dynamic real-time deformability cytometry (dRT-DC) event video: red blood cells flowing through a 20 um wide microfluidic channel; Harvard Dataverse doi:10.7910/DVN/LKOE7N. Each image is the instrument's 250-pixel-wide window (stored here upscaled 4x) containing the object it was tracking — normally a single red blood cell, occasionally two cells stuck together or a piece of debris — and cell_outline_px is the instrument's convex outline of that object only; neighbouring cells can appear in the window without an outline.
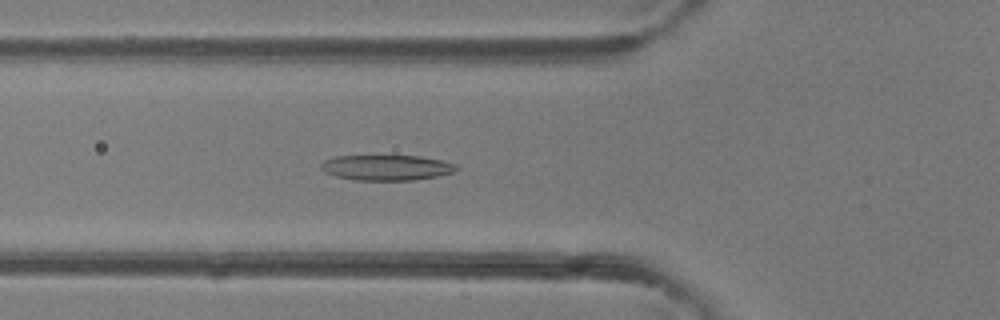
{"species": "common noctule bat (a hibernating species)", "species_latin": "Nyctalus noctula", "temperature_condition": "room temperature", "stored_images_in_passage": 39, "camera_frame_rate_fps": 3000, "um_per_image_px": 0.085, "animal": {"sex": "female"}, "frame": {"image": 1, "passage_image": 9, "time_ms": 2.667, "image_size_px": [1000, 320], "cell_outline_px": [[460, 168], [452, 172], [436, 176], [412, 180], [356, 180], [336, 176], [324, 172], [320, 168], [320, 164], [324, 160], [336, 156], [420, 156], [440, 160], [456, 164]], "centroid_in_image_um": [32.83, 14.24], "position_along_channel_um": 93.0, "area_um2": 19.94}}
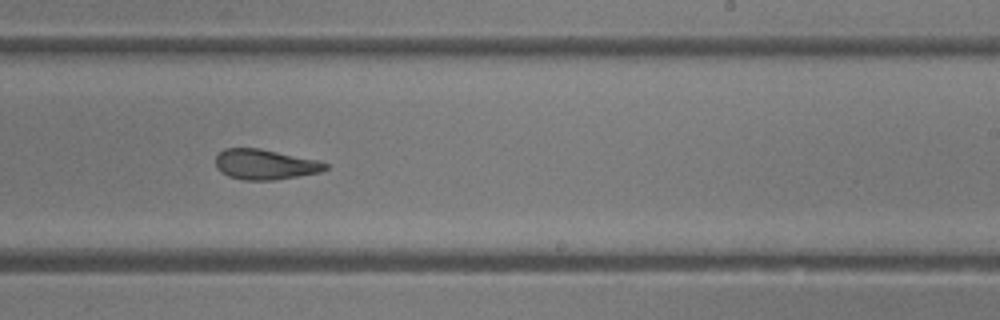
{"frame": {"image": 2, "passage_image": 21, "time_ms": 6.667, "image_size_px": [1000, 320], "cell_outline_px": [[328, 168], [320, 172], [272, 180], [244, 180], [228, 176], [220, 172], [216, 168], [216, 156], [224, 148], [260, 148], [320, 160], [328, 164]], "centroid_in_image_um": [22.52, 13.96], "position_along_channel_um": 266.5, "area_um2": 19.42}}
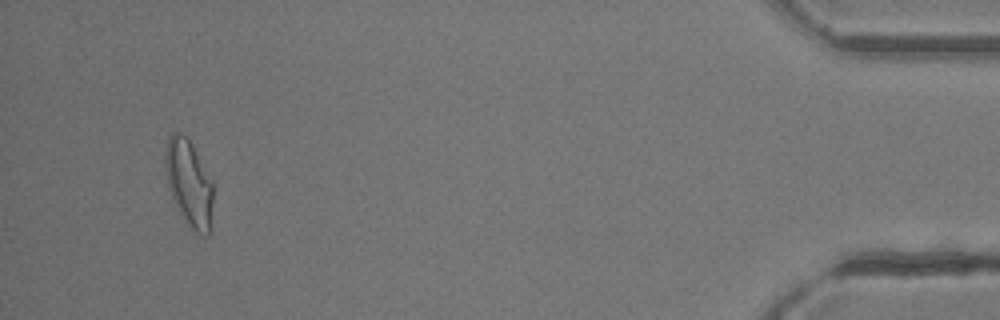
{"frame": {"image": 3, "passage_image": 37, "time_ms": 12.0, "image_size_px": [1000, 320], "cell_outline_px": [[212, 200], [208, 236], [200, 236], [188, 224], [180, 212], [172, 196], [168, 184], [164, 164], [164, 152], [168, 136], [172, 132], [180, 132], [188, 136], [212, 180]], "centroid_in_image_um": [16.04, 15.48], "position_along_channel_um": 419.2, "area_um2": 23.99}, "authors_computed_cell_mechanics": {"area_um2": 20.4612, "velocity_mm_per_s": 4.3343, "shape_relaxation_time_tau1_ms": 3.9854, "shape_relaxation_time_tau2_ms": 2.47, "deformation_change_tau1": 0.1659, "deformation_change_tau2": 0.119}}